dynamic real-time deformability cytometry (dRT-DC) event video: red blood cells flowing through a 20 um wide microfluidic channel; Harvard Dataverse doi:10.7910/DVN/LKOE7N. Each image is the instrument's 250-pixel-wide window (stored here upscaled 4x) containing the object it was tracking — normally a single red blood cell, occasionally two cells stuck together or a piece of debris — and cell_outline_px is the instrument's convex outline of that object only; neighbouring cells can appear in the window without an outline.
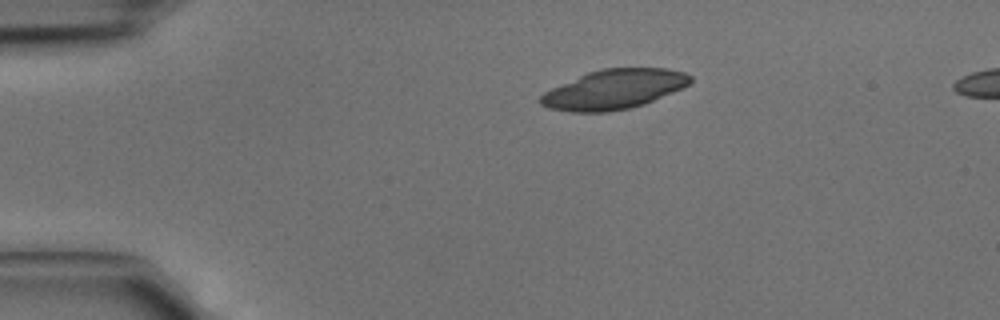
{"species": "common noctule bat (a hibernating species)", "species_latin": "Nyctalus noctula", "temperature_condition": "cold", "stored_images_in_passage": 2, "camera_frame_rate_fps": 3000, "um_per_image_px": 0.085, "animal": {"sex": "male", "body_mass_g": 15.6}, "frame": {"image": 1, "passage_image": 1, "time_ms": 0.0, "image_size_px": [1000, 320], "cell_outline_px": [[692, 80], [684, 88], [644, 104], [632, 108], [608, 112], [572, 112], [548, 108], [540, 104], [536, 100], [544, 92], [552, 88], [588, 72], [604, 68], [668, 68], [684, 72], [692, 76]], "centroid_in_image_um": [52.19, 7.6], "position_along_channel_um": 32.8, "area_um2": 34.68}}